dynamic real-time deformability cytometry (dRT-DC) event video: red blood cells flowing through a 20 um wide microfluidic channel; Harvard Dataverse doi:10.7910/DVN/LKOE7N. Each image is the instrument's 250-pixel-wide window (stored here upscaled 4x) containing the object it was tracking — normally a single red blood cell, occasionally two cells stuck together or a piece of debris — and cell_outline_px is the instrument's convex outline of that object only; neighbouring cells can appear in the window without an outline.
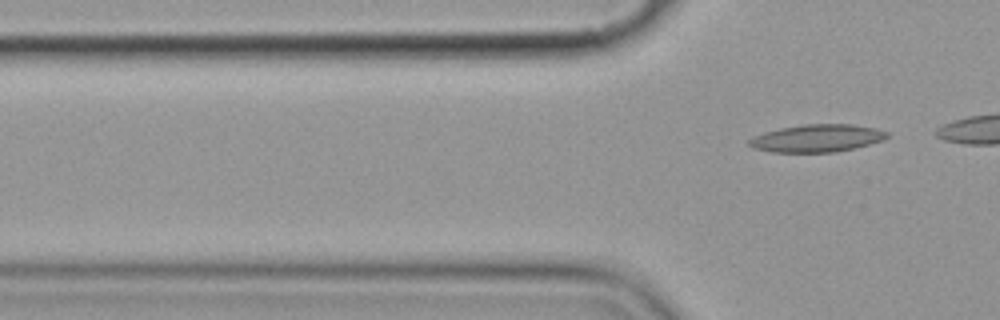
{"species": "common noctule bat (a hibernating species)", "species_latin": "Nyctalus noctula", "temperature_condition": "cold", "stored_images_in_passage": 3, "camera_frame_rate_fps": 3000, "um_per_image_px": 0.085, "animal": {"sex": "female", "body_mass_g": 19.9}, "frame": {"image": 1, "passage_image": 3, "time_ms": 3.333, "image_size_px": [1000, 320], "cell_outline_px": [[888, 136], [884, 140], [836, 152], [772, 152], [752, 148], [748, 144], [748, 140], [752, 136], [764, 132], [780, 128], [804, 124], [852, 124], [876, 128], [888, 132]], "centroid_in_image_um": [69.41, 11.74], "position_along_channel_um": 56.4, "area_um2": 22.2}}